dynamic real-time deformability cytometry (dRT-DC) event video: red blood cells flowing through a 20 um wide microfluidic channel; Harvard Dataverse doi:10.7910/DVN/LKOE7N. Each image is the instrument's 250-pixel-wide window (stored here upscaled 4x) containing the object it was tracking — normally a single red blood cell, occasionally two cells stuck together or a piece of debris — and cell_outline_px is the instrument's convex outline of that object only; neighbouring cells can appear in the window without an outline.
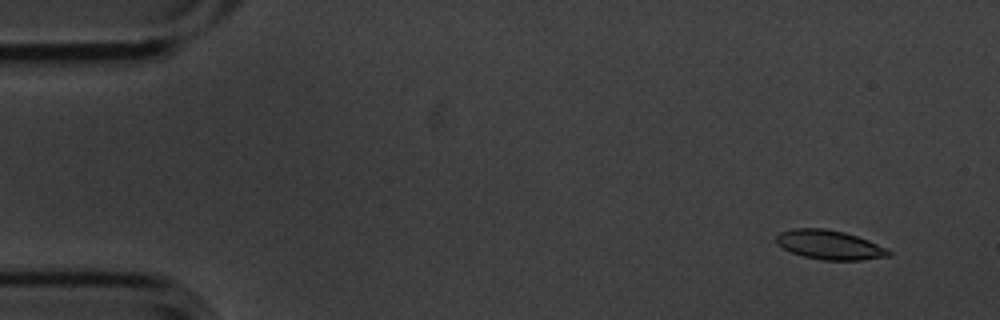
{"species": "common noctule bat (a hibernating species)", "species_latin": "Nyctalus noctula", "temperature_condition": "cold", "stored_images_in_passage": 8, "camera_frame_rate_fps": 3000, "um_per_image_px": 0.085, "animal": {"sex": "male", "body_mass_g": 20.1, "forearm_length_mm": 53.5}, "frame": {"image": 1, "passage_image": 1, "time_ms": 0.0, "image_size_px": [1000, 320], "cell_outline_px": [[892, 256], [860, 260], [820, 260], [804, 256], [792, 252], [776, 244], [776, 236], [780, 232], [796, 228], [824, 228], [844, 232], [868, 240], [888, 248], [892, 252]], "centroid_in_image_um": [70.54, 20.81], "position_along_channel_um": 14.5, "area_um2": 19.19}}
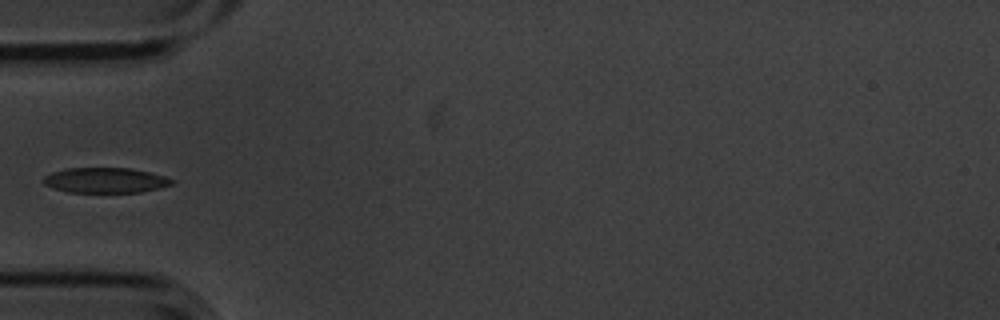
{"frame": {"image": 2, "passage_image": 5, "time_ms": 1.333, "image_size_px": [1000, 320], "cell_outline_px": [[176, 180], [172, 184], [140, 192], [68, 192], [52, 188], [44, 184], [40, 180], [44, 176], [52, 172], [68, 168], [132, 168], [152, 172]], "centroid_in_image_um": [8.93, 15.31], "position_along_channel_um": 76.1, "area_um2": 18.96}}
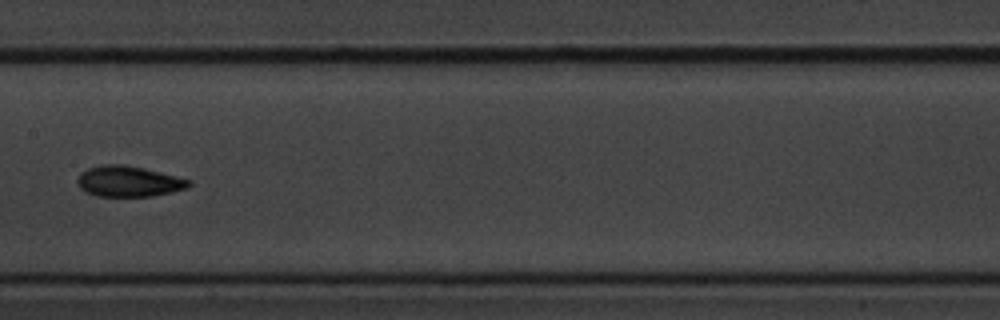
{"frame": {"image": 3, "passage_image": 8, "time_ms": 2.333, "image_size_px": [1000, 320], "cell_outline_px": [[192, 184], [188, 188], [172, 192], [152, 196], [96, 196], [84, 192], [80, 188], [76, 180], [80, 172], [88, 168], [104, 164], [124, 164], [144, 168], [192, 180]], "centroid_in_image_um": [10.92, 15.41], "position_along_channel_um": 196.5, "area_um2": 20.17}}